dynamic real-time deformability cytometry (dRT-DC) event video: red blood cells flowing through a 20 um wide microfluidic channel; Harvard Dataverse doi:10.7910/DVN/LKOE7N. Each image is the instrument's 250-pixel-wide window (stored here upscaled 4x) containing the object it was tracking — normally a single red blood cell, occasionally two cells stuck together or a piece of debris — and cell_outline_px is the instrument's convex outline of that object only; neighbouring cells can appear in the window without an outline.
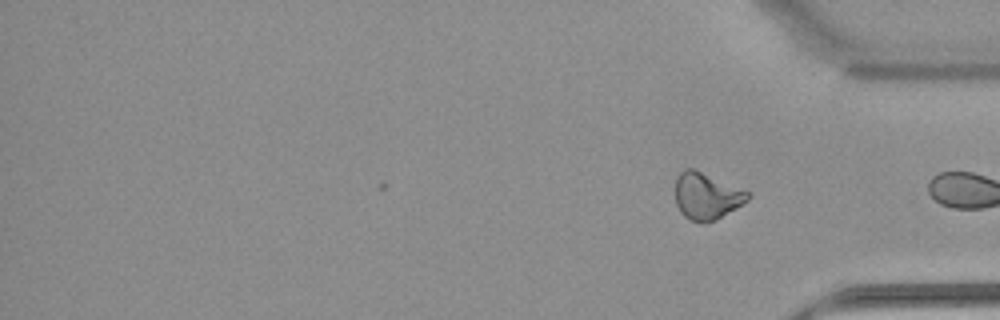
{"species": "common noctule bat (a hibernating species)", "species_latin": "Nyctalus noctula", "temperature_condition": "warm", "stored_images_in_passage": 25, "camera_frame_rate_fps": 3000, "um_per_image_px": 0.085, "animal": {"sex": "female", "body_mass_g": 22.7, "forearm_length_mm": 54.2}, "frame": {"image": 1, "passage_image": 25, "time_ms": 8.0, "image_size_px": [1000, 320], "cell_outline_px": [[752, 196], [748, 200], [736, 208], [716, 220], [688, 220], [680, 212], [676, 204], [676, 176], [684, 168], [692, 168], [752, 192]], "centroid_in_image_um": [60.08, 16.63], "position_along_channel_um": 375.1, "area_um2": 19.65}, "authors_computed_cell_mechanics": {"area_um2": 19.5942, "velocity_mm_per_s": 3.9157, "shape_relaxation_time_tau1_ms": null, "shape_relaxation_time_tau2_ms": 3.2055, "deformation_change_tau1": null, "deformation_change_tau2": 0.1034}}